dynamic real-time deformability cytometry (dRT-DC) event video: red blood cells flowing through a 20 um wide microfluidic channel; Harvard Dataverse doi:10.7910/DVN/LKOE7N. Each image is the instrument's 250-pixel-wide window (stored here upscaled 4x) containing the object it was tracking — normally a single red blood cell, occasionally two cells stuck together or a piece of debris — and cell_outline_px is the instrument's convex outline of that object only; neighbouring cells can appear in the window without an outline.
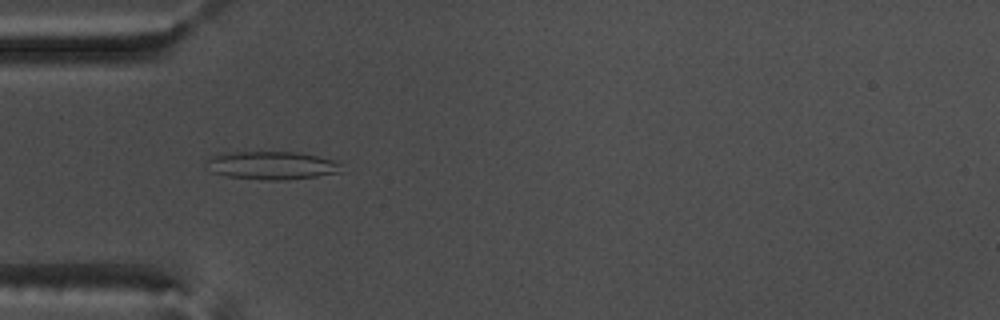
{"species": "common noctule bat (a hibernating species)", "species_latin": "Nyctalus noctula", "temperature_condition": "warm", "stored_images_in_passage": 41, "camera_frame_rate_fps": 3000, "um_per_image_px": 0.085, "animal": {"sex": "male", "body_mass_g": 17.5, "forearm_length_mm": 52.3}, "frame": {"image": 1, "passage_image": 3, "time_ms": 0.667, "image_size_px": [1000, 320], "cell_outline_px": [[344, 172], [288, 180], [260, 180], [228, 176], [212, 172], [204, 164], [208, 160], [216, 156], [236, 152], [296, 152], [336, 160], [340, 164]], "centroid_in_image_um": [23.16, 14.08], "position_along_channel_um": 61.8, "area_um2": 22.02}}
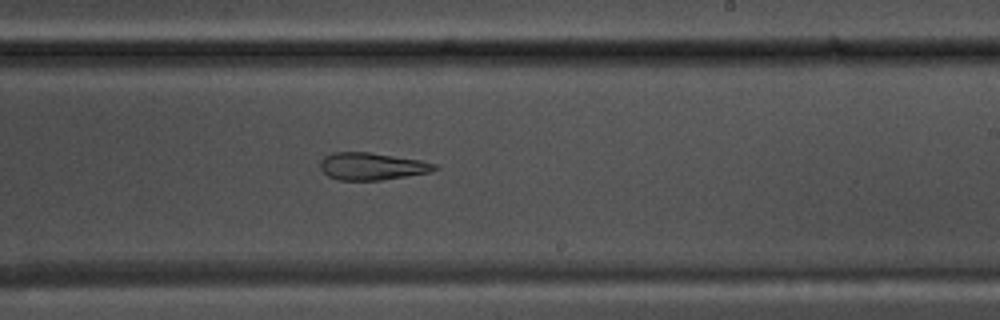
{"frame": {"image": 2, "passage_image": 19, "time_ms": 6.0, "image_size_px": [1000, 320], "cell_outline_px": [[440, 168], [428, 172], [380, 180], [336, 180], [328, 176], [320, 168], [320, 160], [324, 156], [332, 152], [368, 152], [420, 160], [436, 164]], "centroid_in_image_um": [31.56, 14.13], "position_along_channel_um": 257.4, "area_um2": 18.09}}
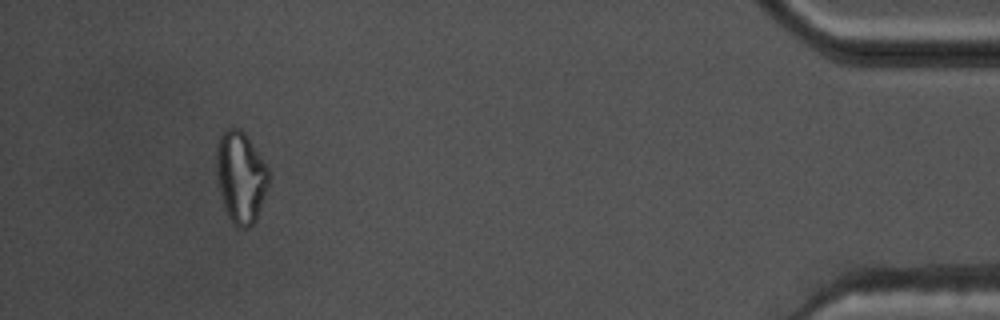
{"frame": {"image": 3, "passage_image": 37, "time_ms": 12.0, "image_size_px": [1000, 320], "cell_outline_px": [[268, 188], [256, 220], [248, 228], [236, 228], [232, 224], [224, 208], [220, 192], [216, 172], [216, 148], [220, 136], [224, 128], [240, 128], [244, 132], [268, 168]], "centroid_in_image_um": [20.44, 15.07], "position_along_channel_um": 414.8, "area_um2": 27.98}, "authors_computed_cell_mechanics": {"area_um2": 20.2878, "velocity_mm_per_s": 3.7159, "shape_relaxation_time_tau1_ms": null, "shape_relaxation_time_tau2_ms": 3.5956, "deformation_change_tau1": null, "deformation_change_tau2": 0.1307}}